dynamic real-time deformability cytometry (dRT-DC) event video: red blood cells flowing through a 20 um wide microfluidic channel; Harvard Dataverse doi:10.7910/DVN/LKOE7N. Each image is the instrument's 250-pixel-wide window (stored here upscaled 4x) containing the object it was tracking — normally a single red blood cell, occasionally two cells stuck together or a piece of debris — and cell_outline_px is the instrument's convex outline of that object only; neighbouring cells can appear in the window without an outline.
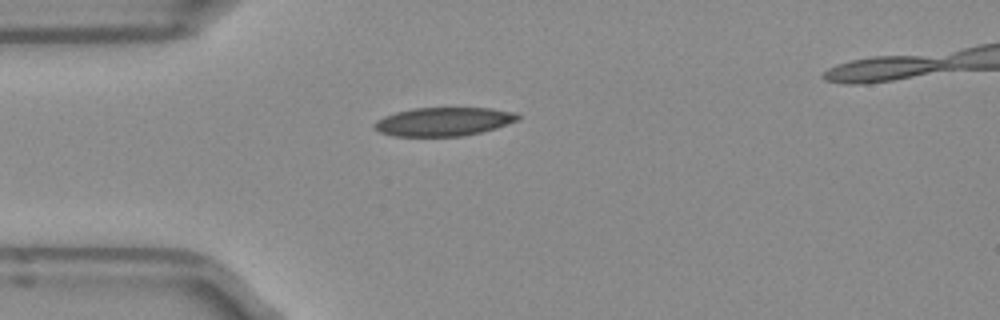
{"species": "Egyptian fruit bat (a non-hibernating species)", "species_latin": "Rousettus aegyptiacus", "temperature_condition": "room temperature", "stored_images_in_passage": 37, "camera_frame_rate_fps": 3000, "um_per_image_px": 0.085, "frame": {"image": 1, "passage_image": 1, "time_ms": 0.0, "image_size_px": [1000, 320], "cell_outline_px": [[520, 116], [516, 120], [496, 128], [464, 136], [392, 136], [380, 132], [372, 128], [372, 124], [376, 120], [384, 116], [396, 112], [412, 108], [492, 108], [516, 112]], "centroid_in_image_um": [37.66, 10.34], "position_along_channel_um": 47.3, "area_um2": 23.99}}
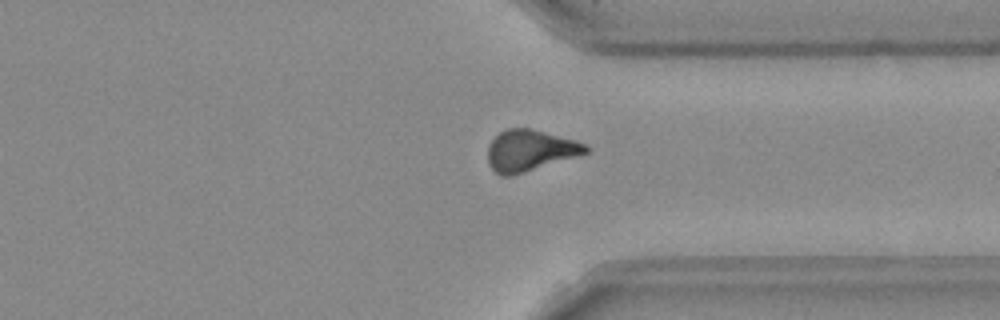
{"frame": {"image": 2, "passage_image": 26, "time_ms": 8.333, "image_size_px": [1000, 320], "cell_outline_px": [[588, 152], [576, 156], [508, 176], [500, 176], [488, 164], [488, 144], [504, 128], [532, 128], [576, 140], [584, 144], [588, 148]], "centroid_in_image_um": [45.0, 12.76], "position_along_channel_um": 366.4, "area_um2": 23.18}}
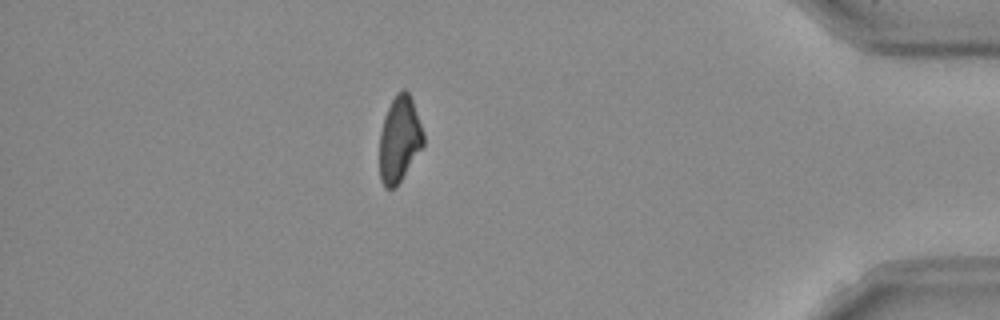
{"frame": {"image": 3, "passage_image": 32, "time_ms": 10.333, "image_size_px": [1000, 320], "cell_outline_px": [[424, 144], [400, 180], [392, 188], [384, 188], [380, 180], [380, 132], [384, 116], [396, 92], [400, 88], [404, 88], [408, 92], [412, 100], [424, 132]], "centroid_in_image_um": [33.94, 11.79], "position_along_channel_um": 401.3, "area_um2": 21.73}, "authors_computed_cell_mechanics": {"area_um2": 23.2934, "velocity_mm_per_s": 3.9746, "shape_relaxation_time_tau1_ms": null, "shape_relaxation_time_tau2_ms": 8.6424, "deformation_change_tau1": null, "deformation_change_tau2": 0.1753}}